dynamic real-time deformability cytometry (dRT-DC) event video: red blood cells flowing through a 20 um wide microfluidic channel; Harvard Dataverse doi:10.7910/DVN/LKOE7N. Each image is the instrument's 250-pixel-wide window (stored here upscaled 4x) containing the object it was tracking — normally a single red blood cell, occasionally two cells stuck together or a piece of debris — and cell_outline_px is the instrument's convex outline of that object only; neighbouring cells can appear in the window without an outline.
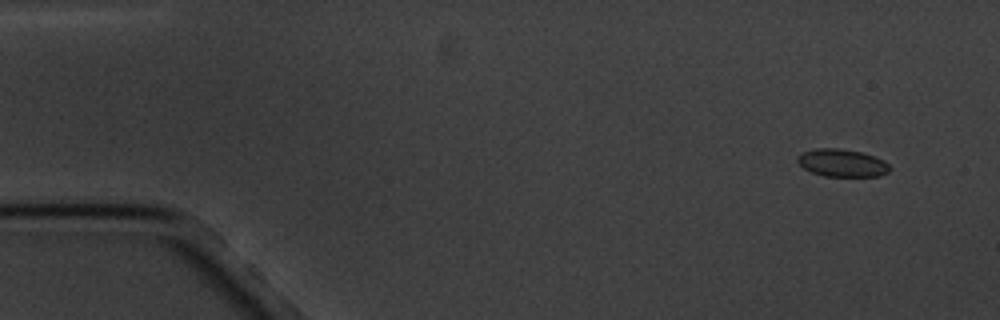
{"species": "common noctule bat (a hibernating species)", "species_latin": "Nyctalus noctula", "temperature_condition": "cold", "stored_images_in_passage": 4, "camera_frame_rate_fps": 3000, "um_per_image_px": 0.085, "animal": {"sex": "male", "body_mass_g": 20.1, "forearm_length_mm": 53.5}, "frame": {"image": 1, "passage_image": 1, "time_ms": 0.0, "image_size_px": [1000, 320], "cell_outline_px": [[892, 168], [888, 172], [880, 176], [824, 176], [812, 172], [804, 168], [796, 160], [796, 156], [800, 152], [816, 148], [840, 148], [860, 152], [884, 160]], "centroid_in_image_um": [71.55, 13.84], "position_along_channel_um": 13.4, "area_um2": 14.91}}
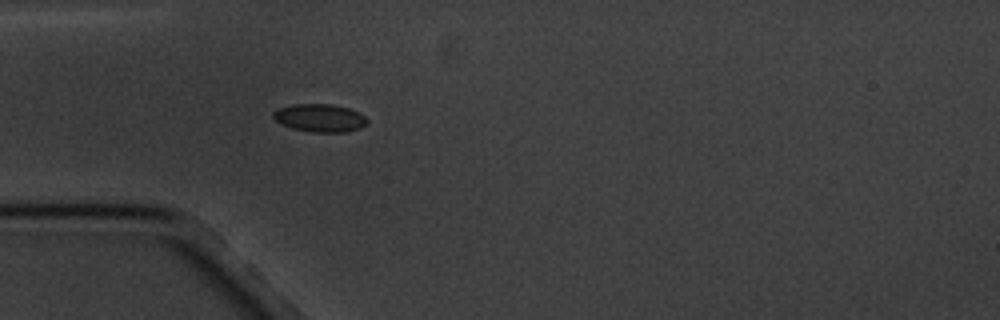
{"frame": {"image": 2, "passage_image": 4, "time_ms": 4.333, "image_size_px": [1000, 320], "cell_outline_px": [[368, 120], [360, 128], [348, 132], [312, 132], [292, 128], [276, 120], [272, 116], [272, 112], [276, 108], [292, 104], [332, 104], [348, 108], [364, 116]], "centroid_in_image_um": [27.15, 10.02], "position_along_channel_um": 57.9, "area_um2": 15.2}}